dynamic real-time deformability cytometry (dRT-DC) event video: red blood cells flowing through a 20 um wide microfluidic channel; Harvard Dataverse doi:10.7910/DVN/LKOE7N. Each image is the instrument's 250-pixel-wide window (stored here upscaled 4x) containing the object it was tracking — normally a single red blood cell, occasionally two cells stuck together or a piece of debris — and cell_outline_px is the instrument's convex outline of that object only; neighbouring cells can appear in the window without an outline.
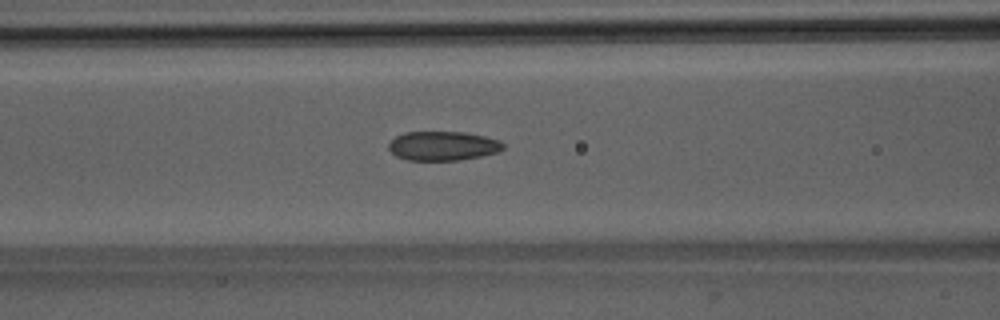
{"species": "Egyptian fruit bat (a non-hibernating species)", "species_latin": "Rousettus aegyptiacus", "temperature_condition": "room temperature", "stored_images_in_passage": 52, "camera_frame_rate_fps": 3000, "um_per_image_px": 0.085, "animal": {"sex": "male"}, "frame": {"image": 1, "passage_image": 22, "time_ms": 7.0, "image_size_px": [1000, 320], "cell_outline_px": [[504, 148], [496, 152], [480, 156], [460, 160], [408, 160], [396, 156], [388, 148], [388, 144], [396, 136], [404, 132], [464, 132], [484, 136], [500, 140], [504, 144]], "centroid_in_image_um": [37.64, 12.4], "position_along_channel_um": 129.0, "area_um2": 19.42}}
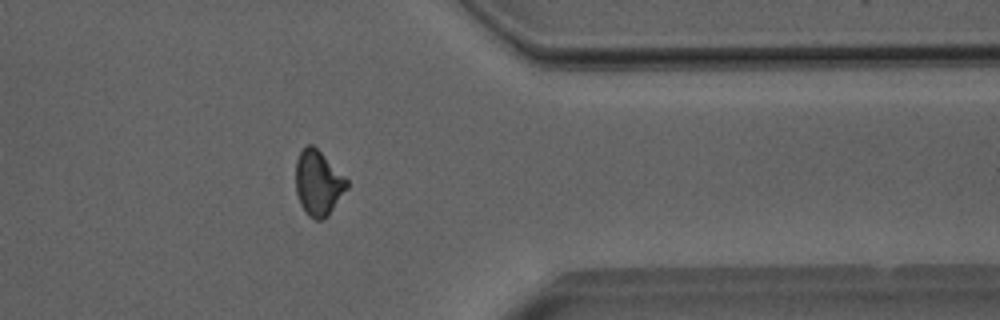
{"frame": {"image": 2, "passage_image": 42, "time_ms": 13.667, "image_size_px": [1000, 320], "cell_outline_px": [[348, 188], [328, 216], [324, 220], [316, 220], [308, 216], [300, 204], [296, 192], [296, 160], [300, 152], [308, 144], [312, 144], [348, 180]], "centroid_in_image_um": [27.05, 15.59], "position_along_channel_um": 384.4, "area_um2": 19.31}}
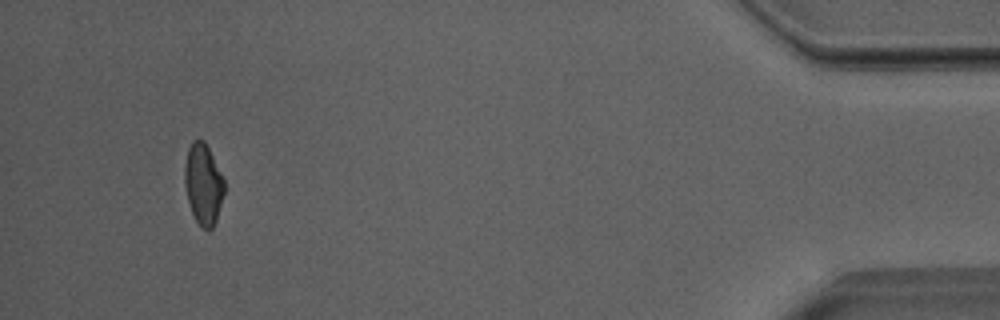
{"frame": {"image": 3, "passage_image": 49, "time_ms": 16.0, "image_size_px": [1000, 320], "cell_outline_px": [[224, 192], [216, 220], [212, 228], [204, 228], [196, 220], [192, 212], [188, 200], [184, 184], [184, 164], [188, 148], [192, 140], [204, 140], [224, 180]], "centroid_in_image_um": [17.25, 15.62], "position_along_channel_um": 417.9, "area_um2": 18.32}, "authors_computed_cell_mechanics": {"area_um2": 19.7965, "velocity_mm_per_s": 4.0011, "shape_relaxation_time_tau1_ms": null, "shape_relaxation_time_tau2_ms": 1.5222, "deformation_change_tau1": null, "deformation_change_tau2": 0.0845}}